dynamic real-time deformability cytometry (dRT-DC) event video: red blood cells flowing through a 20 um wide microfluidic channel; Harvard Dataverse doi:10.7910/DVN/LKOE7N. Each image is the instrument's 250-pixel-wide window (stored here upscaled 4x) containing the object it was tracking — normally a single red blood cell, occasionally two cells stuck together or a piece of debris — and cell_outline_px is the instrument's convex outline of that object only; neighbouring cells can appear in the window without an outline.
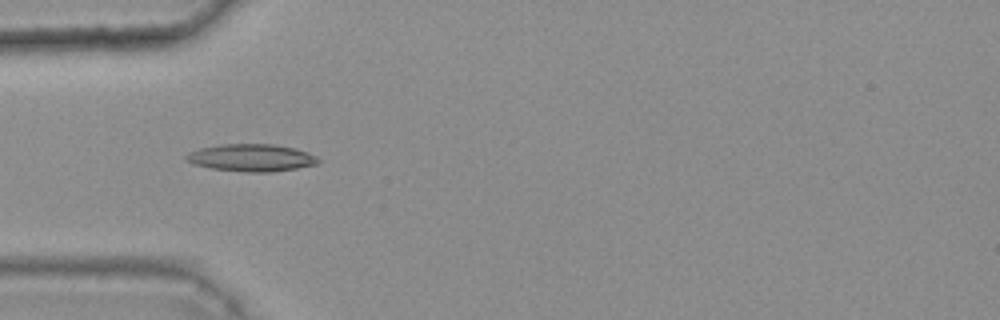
{"species": "common noctule bat (a hibernating species)", "species_latin": "Nyctalus noctula", "temperature_condition": "warm", "stored_images_in_passage": 47, "camera_frame_rate_fps": 3000, "um_per_image_px": 0.085, "animal": {"sex": "female", "body_mass_g": 25.1}, "frame": {"image": 1, "passage_image": 17, "time_ms": 5.333, "image_size_px": [1000, 320], "cell_outline_px": [[320, 160], [316, 164], [296, 168], [272, 172], [244, 172], [208, 168], [192, 164], [184, 160], [184, 156], [188, 152], [200, 148], [220, 144], [272, 144], [292, 148], [308, 152], [316, 156]], "centroid_in_image_um": [21.29, 13.41], "position_along_channel_um": 63.7, "area_um2": 21.15}}
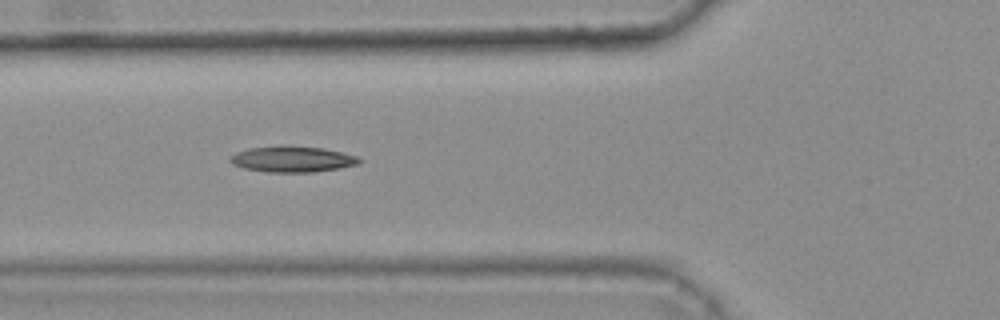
{"frame": {"image": 2, "passage_image": 20, "time_ms": 6.333, "image_size_px": [1000, 320], "cell_outline_px": [[360, 164], [312, 172], [264, 172], [244, 168], [232, 164], [228, 160], [228, 156], [236, 152], [248, 148], [280, 144], [284, 144], [324, 148], [356, 156], [360, 160]], "centroid_in_image_um": [24.76, 13.5], "position_along_channel_um": 101.0, "area_um2": 19.83}}
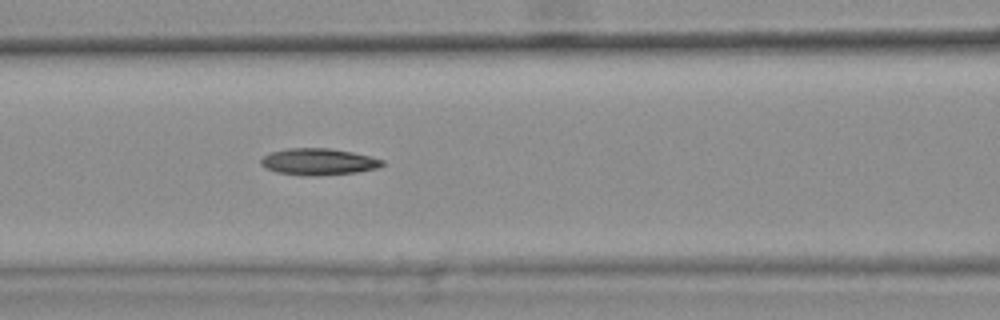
{"frame": {"image": 3, "passage_image": 23, "time_ms": 7.333, "image_size_px": [1000, 320], "cell_outline_px": [[384, 164], [376, 168], [356, 172], [316, 176], [304, 176], [276, 172], [264, 168], [260, 164], [260, 160], [264, 156], [272, 152], [288, 148], [328, 148], [352, 152], [372, 156], [384, 160]], "centroid_in_image_um": [27.05, 13.75], "position_along_channel_um": 139.5, "area_um2": 18.9}, "authors_computed_cell_mechanics": {"area_um2": 18.6116, "velocity_mm_per_s": 3.8248, "shape_relaxation_time_tau1_ms": null, "shape_relaxation_time_tau2_ms": 8.4699, "deformation_change_tau1": null, "deformation_change_tau2": 0.2045}}